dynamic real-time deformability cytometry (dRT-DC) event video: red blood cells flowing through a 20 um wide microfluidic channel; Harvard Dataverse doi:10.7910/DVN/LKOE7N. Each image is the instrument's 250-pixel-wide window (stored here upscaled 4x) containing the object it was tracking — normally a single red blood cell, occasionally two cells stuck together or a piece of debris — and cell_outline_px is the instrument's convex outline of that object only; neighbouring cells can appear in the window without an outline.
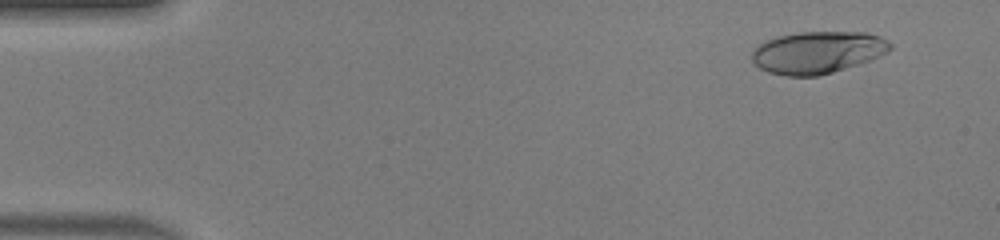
{"species": "human", "species_latin": "Homo sapiens", "temperature_condition": "warm", "stored_images_in_passage": 49, "camera_frame_rate_fps": 3000, "um_per_image_px": 0.085, "donor": {"sex": "male"}, "frame": {"image": 1, "passage_image": 4, "time_ms": 1.0, "image_size_px": [1000, 240], "cell_outline_px": [[892, 48], [888, 52], [868, 60], [820, 76], [784, 76], [768, 72], [760, 68], [752, 60], [752, 52], [764, 40], [776, 36], [800, 32], [868, 32], [880, 36], [888, 40], [892, 44]], "centroid_in_image_um": [69.49, 4.44], "position_along_channel_um": 15.5, "area_um2": 33.93}}
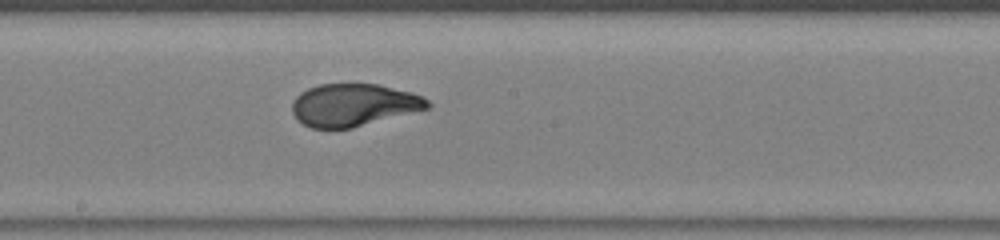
{"frame": {"image": 2, "passage_image": 27, "time_ms": 8.667, "image_size_px": [1000, 240], "cell_outline_px": [[432, 108], [352, 128], [312, 128], [296, 120], [292, 112], [292, 104], [296, 96], [300, 92], [308, 88], [320, 84], [380, 84], [412, 92], [424, 96], [432, 104]], "centroid_in_image_um": [30.1, 8.92], "position_along_channel_um": 218.1, "area_um2": 33.93}}
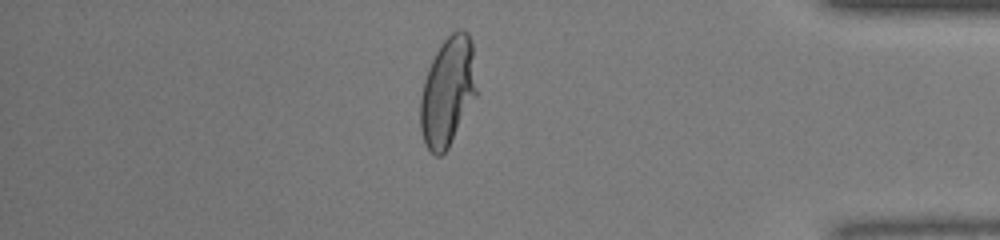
{"frame": {"image": 3, "passage_image": 42, "time_ms": 13.667, "image_size_px": [1000, 240], "cell_outline_px": [[476, 96], [448, 148], [440, 156], [436, 156], [424, 144], [420, 128], [420, 100], [424, 80], [428, 68], [440, 44], [456, 28], [464, 28], [468, 32], [472, 44], [476, 88]], "centroid_in_image_um": [38.04, 7.77], "position_along_channel_um": 397.2, "area_um2": 35.66}, "authors_computed_cell_mechanics": {"area_um2": 34.3332, "velocity_mm_per_s": 4.2221, "shape_relaxation_time_tau1_ms": 6.714, "shape_relaxation_time_tau2_ms": null, "deformation_change_tau1": 0.317, "deformation_change_tau2": null}}